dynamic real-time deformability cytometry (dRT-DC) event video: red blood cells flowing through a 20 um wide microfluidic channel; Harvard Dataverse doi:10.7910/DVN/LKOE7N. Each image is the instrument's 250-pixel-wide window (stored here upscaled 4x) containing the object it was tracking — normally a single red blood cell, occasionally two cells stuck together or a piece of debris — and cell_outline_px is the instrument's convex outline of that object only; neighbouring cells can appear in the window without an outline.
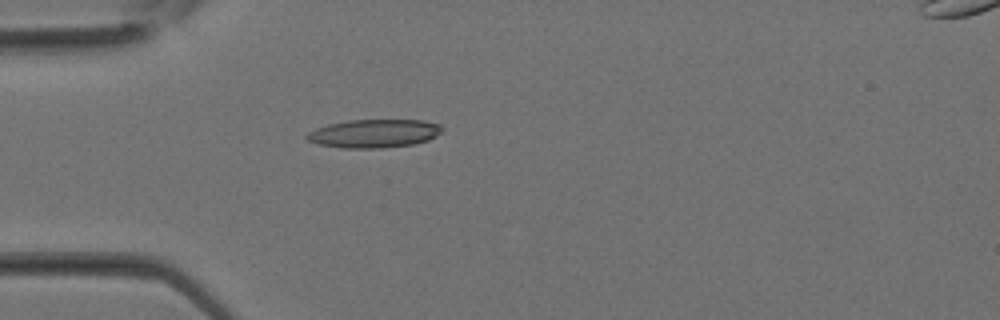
{"species": "Egyptian fruit bat (a non-hibernating species)", "species_latin": "Rousettus aegyptiacus", "temperature_condition": "room temperature", "stored_images_in_passage": 34, "camera_frame_rate_fps": 3000, "um_per_image_px": 0.085, "animal": {"sex": "female"}, "frame": {"image": 1, "passage_image": 10, "time_ms": 3.0, "image_size_px": [1000, 320], "cell_outline_px": [[444, 128], [436, 136], [428, 140], [412, 144], [380, 148], [344, 148], [320, 144], [308, 140], [304, 136], [308, 132], [316, 128], [328, 124], [348, 120], [424, 120], [440, 124]], "centroid_in_image_um": [31.8, 11.33], "position_along_channel_um": 53.2, "area_um2": 22.31}}
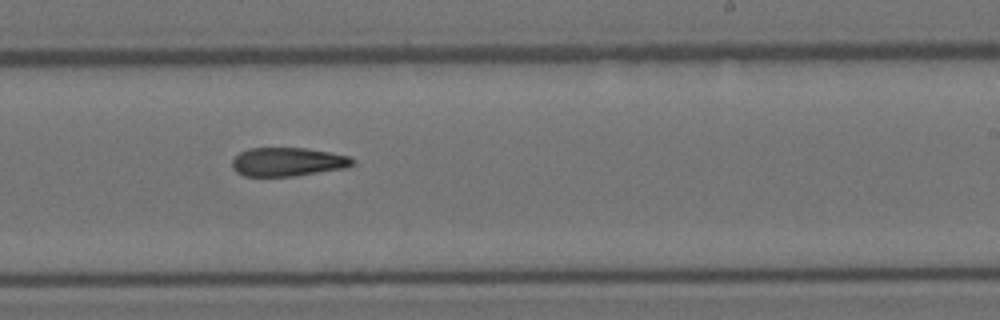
{"frame": {"image": 2, "passage_image": 21, "time_ms": 6.667, "image_size_px": [1000, 320], "cell_outline_px": [[356, 164], [348, 168], [292, 176], [244, 176], [236, 172], [232, 168], [232, 160], [240, 152], [248, 148], [304, 148], [328, 152], [348, 156], [356, 160]], "centroid_in_image_um": [24.47, 13.76], "position_along_channel_um": 264.5, "area_um2": 20.23}}
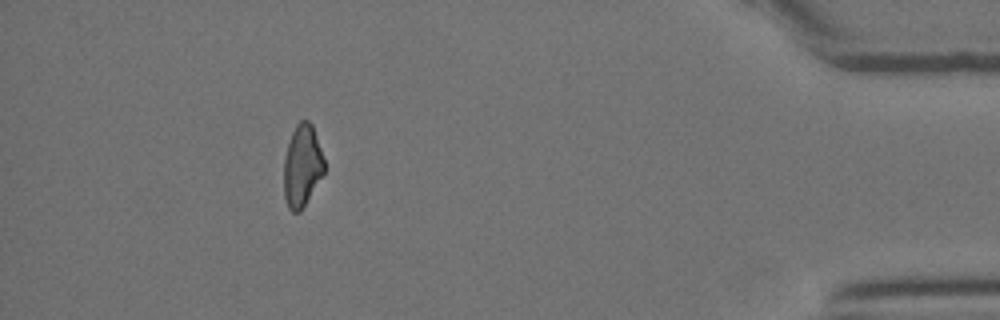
{"frame": {"image": 3, "passage_image": 31, "time_ms": 10.0, "image_size_px": [1000, 320], "cell_outline_px": [[324, 172], [300, 212], [292, 212], [288, 208], [284, 196], [284, 156], [292, 132], [296, 124], [300, 120], [308, 120], [312, 124], [324, 160]], "centroid_in_image_um": [25.66, 14.09], "position_along_channel_um": 409.5, "area_um2": 19.13}}